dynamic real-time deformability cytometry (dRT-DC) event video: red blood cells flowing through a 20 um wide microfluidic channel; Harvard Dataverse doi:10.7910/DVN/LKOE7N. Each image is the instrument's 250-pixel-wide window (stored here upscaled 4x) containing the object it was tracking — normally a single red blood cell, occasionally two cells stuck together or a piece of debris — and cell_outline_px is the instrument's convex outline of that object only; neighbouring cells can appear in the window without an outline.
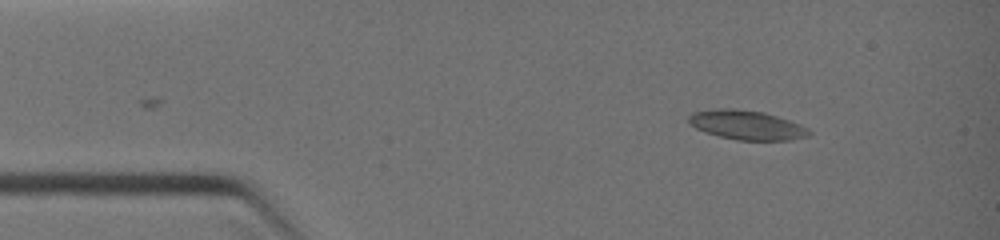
{"species": "common noctule bat (a hibernating species)", "species_latin": "Nyctalus noctula", "temperature_condition": "warm", "stored_images_in_passage": 43, "camera_frame_rate_fps": 3000, "um_per_image_px": 0.085, "animal": {"sex": "female", "body_mass_g": 19.0, "forearm_length_mm": 51.5}, "frame": {"image": 1, "passage_image": 1, "time_ms": 0.0, "image_size_px": [1000, 240], "cell_outline_px": [[812, 132], [808, 136], [792, 140], [736, 140], [704, 132], [696, 128], [688, 120], [688, 116], [692, 112], [720, 108], [736, 108], [764, 112], [800, 124], [808, 128]], "centroid_in_image_um": [63.48, 10.62], "position_along_channel_um": 21.5, "area_um2": 20.58}}
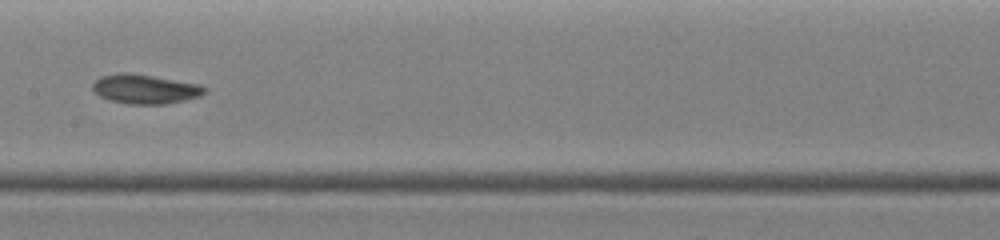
{"frame": {"image": 2, "passage_image": 19, "time_ms": 4.667, "image_size_px": [1000, 240], "cell_outline_px": [[208, 92], [200, 96], [184, 100], [164, 104], [128, 104], [108, 100], [100, 96], [92, 88], [92, 84], [100, 76], [120, 72], [124, 72], [152, 76], [200, 84], [208, 88]], "centroid_in_image_um": [12.35, 7.57], "position_along_channel_um": 195.1, "area_um2": 19.19}}
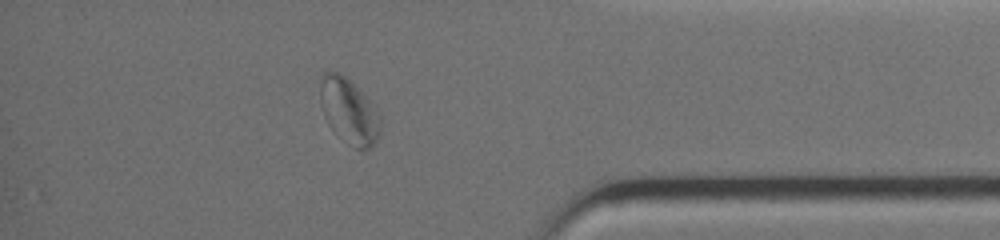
{"frame": {"image": 3, "passage_image": 36, "time_ms": 9.0, "image_size_px": [1000, 240], "cell_outline_px": [[380, 136], [368, 148], [356, 148], [348, 144], [336, 136], [328, 124], [324, 116], [320, 104], [320, 72], [340, 72], [380, 112]], "centroid_in_image_um": [29.62, 9.45], "position_along_channel_um": 405.6, "area_um2": 22.89}}